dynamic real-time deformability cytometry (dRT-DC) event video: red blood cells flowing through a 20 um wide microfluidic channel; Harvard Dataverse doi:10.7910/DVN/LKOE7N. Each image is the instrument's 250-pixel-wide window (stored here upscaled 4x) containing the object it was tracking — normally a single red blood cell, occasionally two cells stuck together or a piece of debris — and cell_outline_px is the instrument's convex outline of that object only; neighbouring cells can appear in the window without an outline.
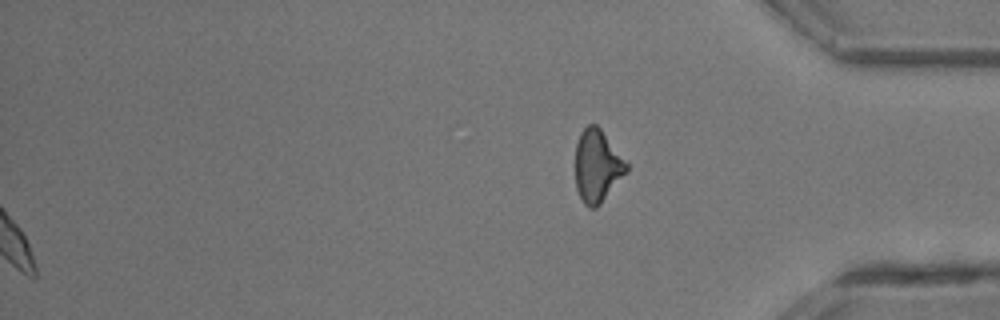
{"species": "common noctule bat (a hibernating species)", "species_latin": "Nyctalus noctula", "temperature_condition": "room temperature", "stored_images_in_passage": 32, "segment_of_instrument_passage": [2, 2], "camera_frame_rate_fps": 3000, "um_per_image_px": 0.085, "animal": {"sex": "male", "body_mass_g": 13.3}, "frame": {"image": 1, "passage_image": 32, "time_ms": 10.333, "image_size_px": [1000, 320], "cell_outline_px": [[628, 172], [600, 204], [596, 208], [588, 208], [584, 204], [576, 188], [576, 144], [580, 132], [588, 124], [596, 124], [600, 128], [628, 164]], "centroid_in_image_um": [50.77, 14.12], "position_along_channel_um": 384.4, "area_um2": 21.56}}